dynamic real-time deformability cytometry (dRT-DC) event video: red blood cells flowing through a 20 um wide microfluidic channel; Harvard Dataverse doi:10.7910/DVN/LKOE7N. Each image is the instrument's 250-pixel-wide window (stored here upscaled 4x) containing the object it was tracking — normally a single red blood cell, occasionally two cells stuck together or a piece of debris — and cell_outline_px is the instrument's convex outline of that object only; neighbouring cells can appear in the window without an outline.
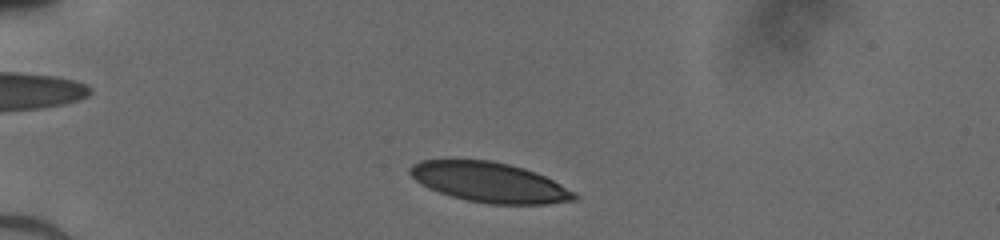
{"species": "human", "species_latin": "Homo sapiens", "temperature_condition": "cold", "stored_images_in_passage": 35, "camera_frame_rate_fps": 3000, "um_per_image_px": 0.085, "donor": {"sex": "male"}, "frame": {"image": 1, "passage_image": 3, "time_ms": 0.667, "image_size_px": [1000, 240], "cell_outline_px": [[580, 196], [576, 200], [548, 204], [488, 204], [468, 200], [452, 196], [428, 188], [416, 180], [408, 172], [408, 168], [412, 164], [420, 160], [492, 160], [524, 168], [536, 172], [576, 192]], "centroid_in_image_um": [41.63, 15.5], "position_along_channel_um": 43.4, "area_um2": 38.26}}
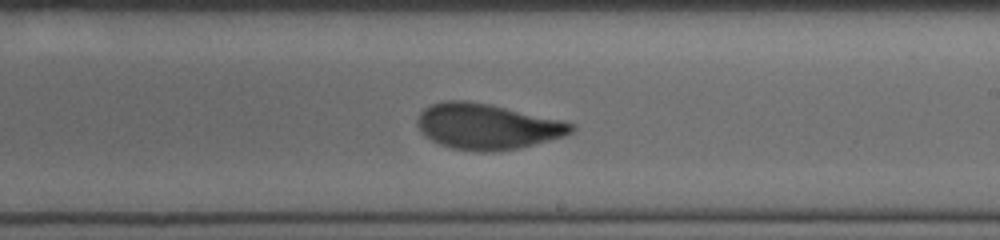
{"frame": {"image": 2, "passage_image": 21, "time_ms": 6.667, "image_size_px": [1000, 240], "cell_outline_px": [[576, 128], [572, 132], [564, 136], [520, 148], [496, 152], [476, 152], [452, 148], [440, 144], [424, 136], [416, 124], [416, 120], [420, 112], [424, 108], [432, 104], [448, 100], [464, 100], [488, 104], [560, 120], [576, 124]], "centroid_in_image_um": [41.39, 10.77], "position_along_channel_um": 247.6, "area_um2": 40.92}}
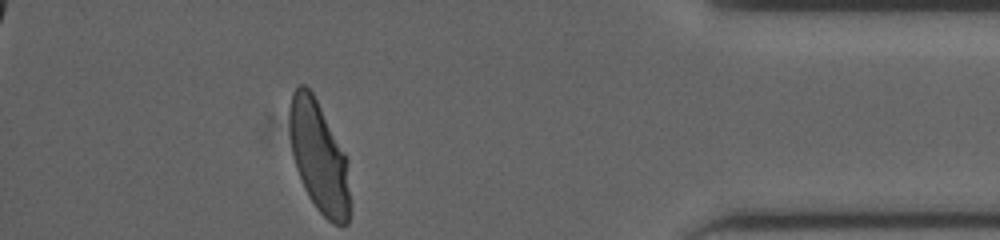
{"frame": {"image": 3, "passage_image": 35, "time_ms": 11.333, "image_size_px": [1000, 240], "cell_outline_px": [[348, 224], [332, 224], [316, 208], [308, 196], [304, 188], [296, 168], [292, 152], [288, 120], [288, 108], [292, 92], [300, 84], [304, 84], [312, 92], [344, 152], [348, 160]], "centroid_in_image_um": [27.07, 13.31], "position_along_channel_um": 408.1, "area_um2": 38.73}}